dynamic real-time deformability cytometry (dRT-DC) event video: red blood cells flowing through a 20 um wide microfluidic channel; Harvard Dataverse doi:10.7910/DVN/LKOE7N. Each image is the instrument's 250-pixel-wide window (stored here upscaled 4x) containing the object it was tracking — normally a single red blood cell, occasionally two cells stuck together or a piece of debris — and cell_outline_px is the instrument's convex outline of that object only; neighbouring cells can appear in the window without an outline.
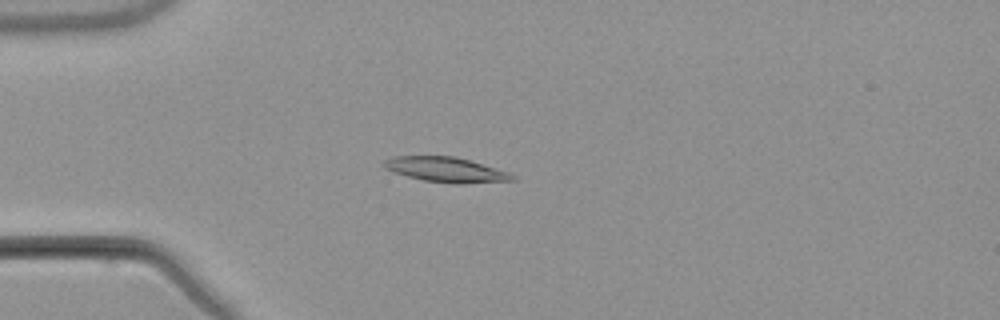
{"species": "common noctule bat (a hibernating species)", "species_latin": "Nyctalus noctula", "temperature_condition": "warm", "stored_images_in_passage": 5, "camera_frame_rate_fps": 3000, "um_per_image_px": 0.085, "animal": {"sex": "male", "body_mass_g": 21.5, "forearm_length_mm": 52.0}, "frame": {"image": 1, "passage_image": 3, "time_ms": 3.333, "image_size_px": [1000, 320], "cell_outline_px": [[516, 180], [460, 184], [456, 184], [424, 180], [392, 172], [384, 168], [384, 160], [392, 156], [456, 156], [508, 172], [516, 176]], "centroid_in_image_um": [37.89, 14.42], "position_along_channel_um": 47.1, "area_um2": 18.61}}
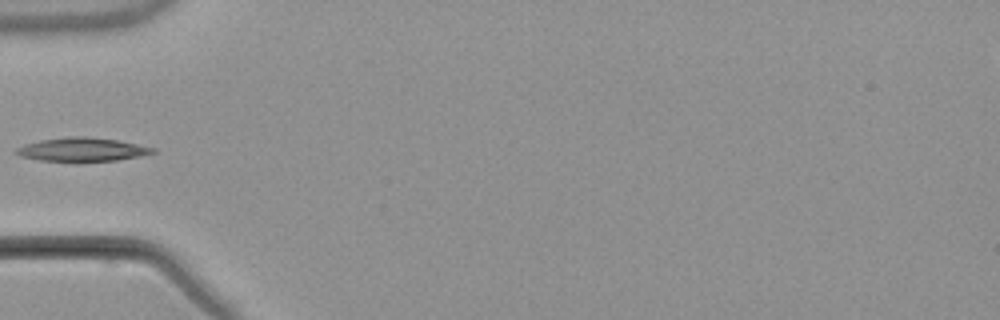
{"frame": {"image": 2, "passage_image": 4, "time_ms": 4.667, "image_size_px": [1000, 320], "cell_outline_px": [[156, 152], [140, 156], [116, 160], [80, 164], [76, 164], [40, 160], [20, 156], [12, 152], [16, 148], [24, 144], [40, 140], [68, 136], [88, 136], [116, 140], [156, 148]], "centroid_in_image_um": [6.93, 12.74], "position_along_channel_um": 78.1, "area_um2": 19.65}}
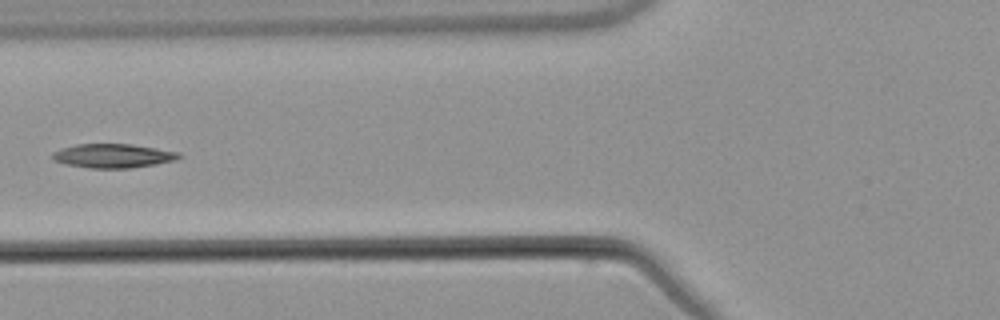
{"frame": {"image": 3, "passage_image": 5, "time_ms": 5.667, "image_size_px": [1000, 320], "cell_outline_px": [[184, 156], [172, 160], [156, 164], [128, 168], [88, 168], [64, 164], [52, 160], [52, 152], [60, 148], [76, 144], [132, 144], [180, 152]], "centroid_in_image_um": [9.56, 13.24], "position_along_channel_um": 116.2, "area_um2": 17.8}}